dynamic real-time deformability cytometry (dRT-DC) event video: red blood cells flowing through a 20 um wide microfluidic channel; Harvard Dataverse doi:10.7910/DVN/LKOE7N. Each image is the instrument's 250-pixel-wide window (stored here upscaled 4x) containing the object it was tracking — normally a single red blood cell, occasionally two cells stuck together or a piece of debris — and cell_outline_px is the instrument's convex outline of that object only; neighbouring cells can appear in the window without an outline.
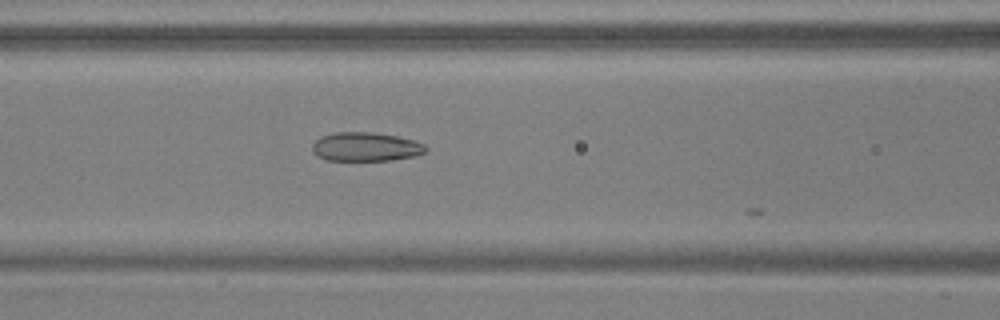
{"species": "common noctule bat (a hibernating species)", "species_latin": "Nyctalus noctula", "temperature_condition": "warm", "stored_images_in_passage": 7, "camera_frame_rate_fps": 3000, "um_per_image_px": 0.085, "animal": {"sex": "male", "body_mass_g": 17.9, "forearm_length_mm": 54.2}, "frame": {"image": 1, "passage_image": 6, "time_ms": 1.667, "image_size_px": [1000, 320], "cell_outline_px": [[428, 148], [424, 152], [412, 156], [392, 160], [328, 160], [316, 156], [312, 152], [312, 144], [320, 136], [332, 132], [372, 132], [396, 136], [412, 140], [424, 144]], "centroid_in_image_um": [31.03, 12.47], "position_along_channel_um": 135.6, "area_um2": 19.07}}